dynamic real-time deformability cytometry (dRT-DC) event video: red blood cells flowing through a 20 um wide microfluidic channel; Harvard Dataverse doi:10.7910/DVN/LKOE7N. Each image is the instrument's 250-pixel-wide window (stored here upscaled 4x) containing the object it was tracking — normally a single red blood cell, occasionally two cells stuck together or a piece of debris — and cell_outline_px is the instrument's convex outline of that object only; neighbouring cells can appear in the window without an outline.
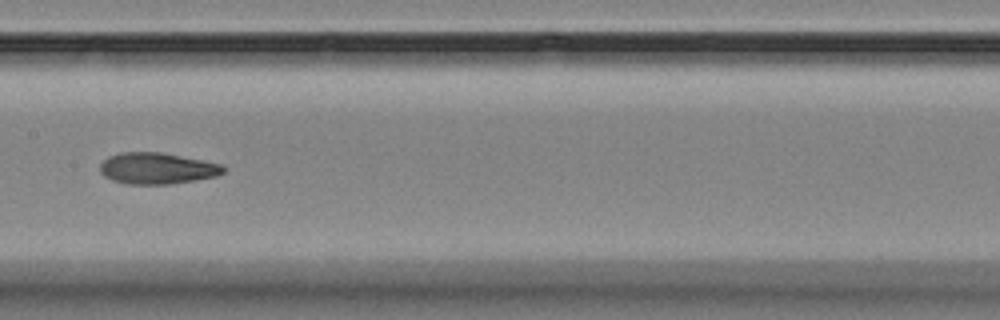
{"species": "Egyptian fruit bat (a non-hibernating species)", "species_latin": "Rousettus aegyptiacus", "temperature_condition": "room temperature", "stored_images_in_passage": 10, "camera_frame_rate_fps": 3000, "um_per_image_px": 0.085, "animal": {"sex": "female"}, "frame": {"image": 1, "passage_image": 9, "time_ms": 9.333, "image_size_px": [1000, 320], "cell_outline_px": [[224, 172], [216, 176], [196, 180], [168, 184], [128, 184], [112, 180], [104, 176], [100, 172], [100, 164], [108, 156], [120, 152], [160, 152], [220, 164], [224, 168]], "centroid_in_image_um": [13.3, 14.31], "position_along_channel_um": 194.1, "area_um2": 22.31}}
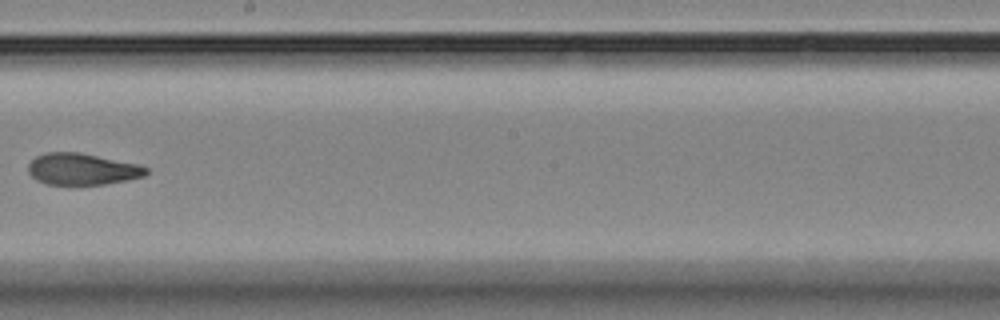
{"frame": {"image": 2, "passage_image": 10, "time_ms": 10.667, "image_size_px": [1000, 320], "cell_outline_px": [[148, 172], [144, 176], [128, 180], [104, 184], [48, 184], [36, 180], [28, 172], [28, 164], [36, 156], [44, 152], [80, 152], [136, 164], [148, 168]], "centroid_in_image_um": [6.96, 14.37], "position_along_channel_um": 241.2, "area_um2": 21.56}}